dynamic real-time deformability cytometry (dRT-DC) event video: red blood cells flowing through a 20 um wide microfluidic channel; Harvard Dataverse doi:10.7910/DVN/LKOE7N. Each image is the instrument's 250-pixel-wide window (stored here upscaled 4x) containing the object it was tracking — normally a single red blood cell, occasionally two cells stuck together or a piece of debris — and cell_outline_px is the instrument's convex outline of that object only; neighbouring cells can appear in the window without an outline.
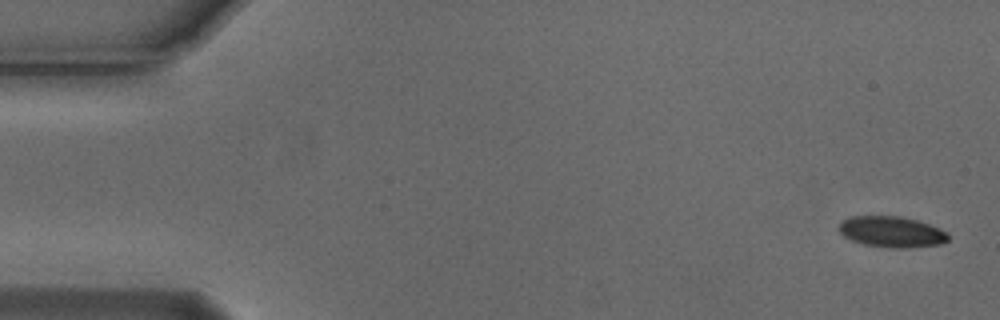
{"species": "Egyptian fruit bat (a non-hibernating species)", "species_latin": "Rousettus aegyptiacus", "temperature_condition": "cold", "stored_images_in_passage": 2, "camera_frame_rate_fps": 3000, "um_per_image_px": 0.085, "animal": {"sex": "male"}, "frame": {"image": 1, "passage_image": 2, "time_ms": 0.333, "image_size_px": [1000, 320], "cell_outline_px": [[948, 240], [940, 244], [904, 248], [892, 248], [864, 244], [852, 240], [844, 236], [836, 228], [840, 220], [852, 216], [900, 216], [916, 220], [940, 228], [948, 232]], "centroid_in_image_um": [75.75, 19.69], "position_along_channel_um": 9.2, "area_um2": 19.77}}